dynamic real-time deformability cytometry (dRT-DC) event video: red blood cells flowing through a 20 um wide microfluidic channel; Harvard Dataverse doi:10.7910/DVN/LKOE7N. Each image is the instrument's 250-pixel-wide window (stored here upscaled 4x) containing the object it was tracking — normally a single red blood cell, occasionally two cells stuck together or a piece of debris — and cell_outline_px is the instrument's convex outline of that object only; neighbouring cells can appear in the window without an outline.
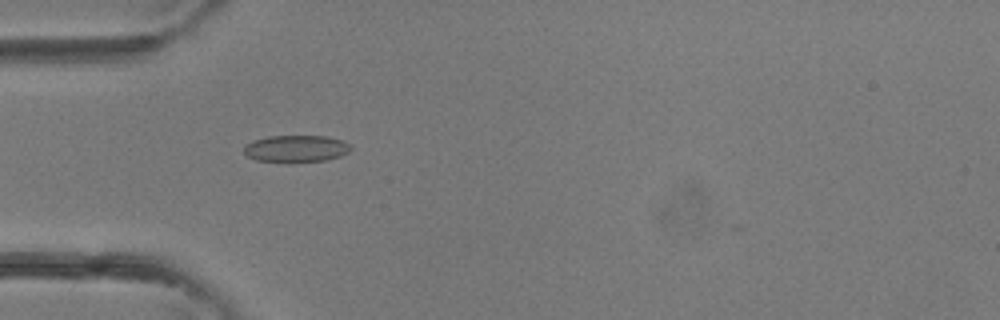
{"species": "common noctule bat (a hibernating species)", "species_latin": "Nyctalus noctula", "temperature_condition": "room temperature", "stored_images_in_passage": 31, "camera_frame_rate_fps": 3000, "um_per_image_px": 0.085, "animal": {"sex": "female"}, "frame": {"image": 1, "passage_image": 4, "time_ms": 1.0, "image_size_px": [1000, 320], "cell_outline_px": [[352, 148], [348, 152], [340, 156], [324, 160], [292, 164], [288, 164], [256, 160], [248, 156], [244, 152], [244, 144], [252, 140], [268, 136], [324, 136], [344, 140], [352, 144]], "centroid_in_image_um": [25.16, 12.65], "position_along_channel_um": 59.8, "area_um2": 17.4}}
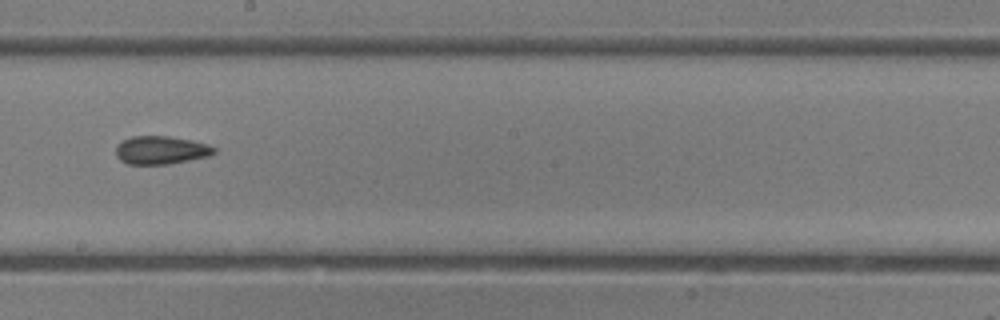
{"frame": {"image": 2, "passage_image": 14, "time_ms": 4.333, "image_size_px": [1000, 320], "cell_outline_px": [[216, 152], [208, 156], [168, 164], [128, 164], [120, 160], [116, 156], [116, 144], [132, 136], [168, 136], [192, 140], [208, 144], [216, 148]], "centroid_in_image_um": [13.67, 12.75], "position_along_channel_um": 234.5, "area_um2": 16.13}}
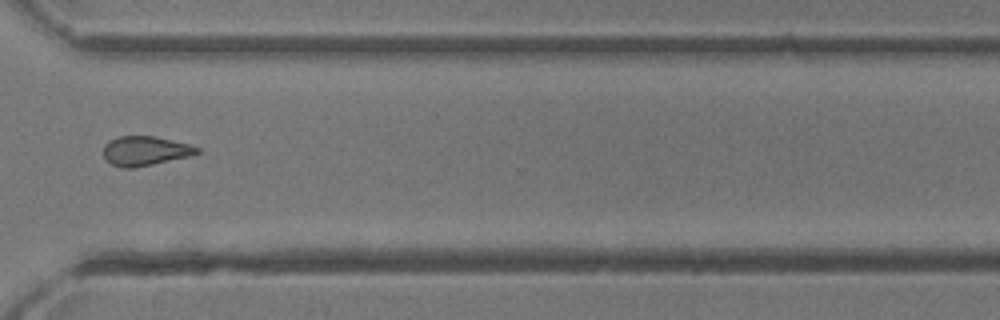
{"frame": {"image": 3, "passage_image": 21, "time_ms": 6.667, "image_size_px": [1000, 320], "cell_outline_px": [[200, 152], [188, 156], [136, 168], [120, 168], [112, 164], [104, 156], [104, 144], [108, 140], [120, 136], [156, 136], [188, 144], [200, 148]], "centroid_in_image_um": [12.32, 12.82], "position_along_channel_um": 358.3, "area_um2": 16.01}}